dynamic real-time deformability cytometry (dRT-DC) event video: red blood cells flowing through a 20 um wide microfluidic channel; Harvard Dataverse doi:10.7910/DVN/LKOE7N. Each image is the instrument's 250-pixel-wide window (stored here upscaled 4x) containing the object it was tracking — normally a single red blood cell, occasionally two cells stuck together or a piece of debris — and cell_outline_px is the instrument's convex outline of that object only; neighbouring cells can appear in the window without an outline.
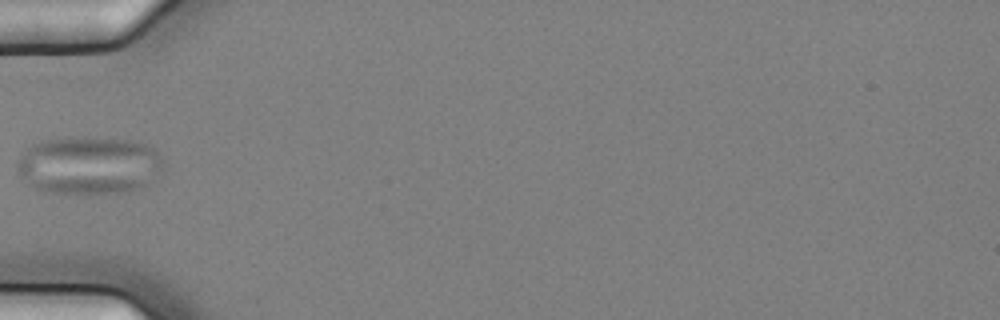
{"species": "common noctule bat (a hibernating species)", "species_latin": "Nyctalus noctula", "temperature_condition": "cold", "stored_images_in_passage": 1, "camera_frame_rate_fps": 3000, "um_per_image_px": 0.085, "animal": {"sex": "female", "body_mass_g": 25.1}, "frame": {"image": 1, "passage_image": 1, "time_ms": 0.0, "image_size_px": [1000, 320], "cell_outline_px": [[164, 172], [148, 184], [124, 192], [52, 192], [36, 188], [24, 180], [20, 176], [16, 168], [16, 164], [20, 156], [32, 144], [40, 140], [72, 136], [136, 140], [152, 148], [164, 160]], "centroid_in_image_um": [7.59, 14.01], "position_along_channel_um": 77.4, "area_um2": 49.53}}